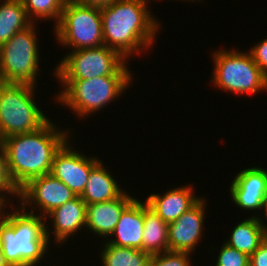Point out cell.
Masks as SVG:
<instances>
[{
    "mask_svg": "<svg viewBox=\"0 0 267 266\" xmlns=\"http://www.w3.org/2000/svg\"><path fill=\"white\" fill-rule=\"evenodd\" d=\"M100 11L104 45L125 59L154 45L160 24L148 11V0H116Z\"/></svg>",
    "mask_w": 267,
    "mask_h": 266,
    "instance_id": "cell-1",
    "label": "cell"
},
{
    "mask_svg": "<svg viewBox=\"0 0 267 266\" xmlns=\"http://www.w3.org/2000/svg\"><path fill=\"white\" fill-rule=\"evenodd\" d=\"M57 129L51 119L36 131L4 138L7 168L11 180L20 189L32 178L50 174L56 152L70 138Z\"/></svg>",
    "mask_w": 267,
    "mask_h": 266,
    "instance_id": "cell-2",
    "label": "cell"
},
{
    "mask_svg": "<svg viewBox=\"0 0 267 266\" xmlns=\"http://www.w3.org/2000/svg\"><path fill=\"white\" fill-rule=\"evenodd\" d=\"M15 207H10L13 213L0 224V244L5 260L10 266H36L44 259L52 234L39 213Z\"/></svg>",
    "mask_w": 267,
    "mask_h": 266,
    "instance_id": "cell-3",
    "label": "cell"
},
{
    "mask_svg": "<svg viewBox=\"0 0 267 266\" xmlns=\"http://www.w3.org/2000/svg\"><path fill=\"white\" fill-rule=\"evenodd\" d=\"M133 75H110L85 79H59L62 91L56 101L66 105L81 118L100 111L125 93ZM58 98V99H57Z\"/></svg>",
    "mask_w": 267,
    "mask_h": 266,
    "instance_id": "cell-4",
    "label": "cell"
},
{
    "mask_svg": "<svg viewBox=\"0 0 267 266\" xmlns=\"http://www.w3.org/2000/svg\"><path fill=\"white\" fill-rule=\"evenodd\" d=\"M34 91L32 85L0 82V141L36 131L50 120L36 105Z\"/></svg>",
    "mask_w": 267,
    "mask_h": 266,
    "instance_id": "cell-5",
    "label": "cell"
},
{
    "mask_svg": "<svg viewBox=\"0 0 267 266\" xmlns=\"http://www.w3.org/2000/svg\"><path fill=\"white\" fill-rule=\"evenodd\" d=\"M212 81L215 87L234 94L258 93L267 89V76L247 51L219 50L213 53Z\"/></svg>",
    "mask_w": 267,
    "mask_h": 266,
    "instance_id": "cell-6",
    "label": "cell"
},
{
    "mask_svg": "<svg viewBox=\"0 0 267 266\" xmlns=\"http://www.w3.org/2000/svg\"><path fill=\"white\" fill-rule=\"evenodd\" d=\"M34 22L0 46V82L36 86L39 67Z\"/></svg>",
    "mask_w": 267,
    "mask_h": 266,
    "instance_id": "cell-7",
    "label": "cell"
},
{
    "mask_svg": "<svg viewBox=\"0 0 267 266\" xmlns=\"http://www.w3.org/2000/svg\"><path fill=\"white\" fill-rule=\"evenodd\" d=\"M56 40L71 51L104 45L100 7L66 0L59 22L54 26Z\"/></svg>",
    "mask_w": 267,
    "mask_h": 266,
    "instance_id": "cell-8",
    "label": "cell"
},
{
    "mask_svg": "<svg viewBox=\"0 0 267 266\" xmlns=\"http://www.w3.org/2000/svg\"><path fill=\"white\" fill-rule=\"evenodd\" d=\"M127 59L105 45L72 50L55 68L58 79H91L110 75H131Z\"/></svg>",
    "mask_w": 267,
    "mask_h": 266,
    "instance_id": "cell-9",
    "label": "cell"
},
{
    "mask_svg": "<svg viewBox=\"0 0 267 266\" xmlns=\"http://www.w3.org/2000/svg\"><path fill=\"white\" fill-rule=\"evenodd\" d=\"M75 197L73 191L62 181L51 174H46L29 180L19 189V198L16 200L20 201V207L26 211L29 210L27 206L30 205L33 209L30 210V213L34 214V210L38 208V211L41 212L39 215L44 217L45 220L51 211ZM32 203H34L36 209Z\"/></svg>",
    "mask_w": 267,
    "mask_h": 266,
    "instance_id": "cell-10",
    "label": "cell"
},
{
    "mask_svg": "<svg viewBox=\"0 0 267 266\" xmlns=\"http://www.w3.org/2000/svg\"><path fill=\"white\" fill-rule=\"evenodd\" d=\"M99 161L96 157H87L75 151L67 140L56 152L50 174L62 181L76 196H80L85 189L91 169Z\"/></svg>",
    "mask_w": 267,
    "mask_h": 266,
    "instance_id": "cell-11",
    "label": "cell"
},
{
    "mask_svg": "<svg viewBox=\"0 0 267 266\" xmlns=\"http://www.w3.org/2000/svg\"><path fill=\"white\" fill-rule=\"evenodd\" d=\"M205 202L201 198L176 221L168 224V251L194 252L204 230Z\"/></svg>",
    "mask_w": 267,
    "mask_h": 266,
    "instance_id": "cell-12",
    "label": "cell"
},
{
    "mask_svg": "<svg viewBox=\"0 0 267 266\" xmlns=\"http://www.w3.org/2000/svg\"><path fill=\"white\" fill-rule=\"evenodd\" d=\"M231 199L244 210H262L267 196V171L261 167L245 168L236 174L230 185Z\"/></svg>",
    "mask_w": 267,
    "mask_h": 266,
    "instance_id": "cell-13",
    "label": "cell"
},
{
    "mask_svg": "<svg viewBox=\"0 0 267 266\" xmlns=\"http://www.w3.org/2000/svg\"><path fill=\"white\" fill-rule=\"evenodd\" d=\"M144 232V203L134 198L122 211L111 238L106 241L118 247L142 250Z\"/></svg>",
    "mask_w": 267,
    "mask_h": 266,
    "instance_id": "cell-14",
    "label": "cell"
},
{
    "mask_svg": "<svg viewBox=\"0 0 267 266\" xmlns=\"http://www.w3.org/2000/svg\"><path fill=\"white\" fill-rule=\"evenodd\" d=\"M191 186L167 190L165 194H150L147 205L166 223L176 221L183 213L192 208L201 197L195 196Z\"/></svg>",
    "mask_w": 267,
    "mask_h": 266,
    "instance_id": "cell-15",
    "label": "cell"
},
{
    "mask_svg": "<svg viewBox=\"0 0 267 266\" xmlns=\"http://www.w3.org/2000/svg\"><path fill=\"white\" fill-rule=\"evenodd\" d=\"M128 192L106 202L89 204L86 208V228L99 237H110L124 208L134 199Z\"/></svg>",
    "mask_w": 267,
    "mask_h": 266,
    "instance_id": "cell-16",
    "label": "cell"
},
{
    "mask_svg": "<svg viewBox=\"0 0 267 266\" xmlns=\"http://www.w3.org/2000/svg\"><path fill=\"white\" fill-rule=\"evenodd\" d=\"M86 208L87 204L80 196H76L46 216L45 220L51 217L54 223V242L62 246L73 233L86 227Z\"/></svg>",
    "mask_w": 267,
    "mask_h": 266,
    "instance_id": "cell-17",
    "label": "cell"
},
{
    "mask_svg": "<svg viewBox=\"0 0 267 266\" xmlns=\"http://www.w3.org/2000/svg\"><path fill=\"white\" fill-rule=\"evenodd\" d=\"M103 165L100 160L91 169L85 189L80 195L87 205L117 199L125 192Z\"/></svg>",
    "mask_w": 267,
    "mask_h": 266,
    "instance_id": "cell-18",
    "label": "cell"
},
{
    "mask_svg": "<svg viewBox=\"0 0 267 266\" xmlns=\"http://www.w3.org/2000/svg\"><path fill=\"white\" fill-rule=\"evenodd\" d=\"M142 251L149 255L168 251V223L164 222L144 201Z\"/></svg>",
    "mask_w": 267,
    "mask_h": 266,
    "instance_id": "cell-19",
    "label": "cell"
},
{
    "mask_svg": "<svg viewBox=\"0 0 267 266\" xmlns=\"http://www.w3.org/2000/svg\"><path fill=\"white\" fill-rule=\"evenodd\" d=\"M32 23L21 0H4L0 4V46Z\"/></svg>",
    "mask_w": 267,
    "mask_h": 266,
    "instance_id": "cell-20",
    "label": "cell"
},
{
    "mask_svg": "<svg viewBox=\"0 0 267 266\" xmlns=\"http://www.w3.org/2000/svg\"><path fill=\"white\" fill-rule=\"evenodd\" d=\"M224 242L250 257L263 242L262 227L258 217L251 216L239 222L232 230L230 238Z\"/></svg>",
    "mask_w": 267,
    "mask_h": 266,
    "instance_id": "cell-21",
    "label": "cell"
},
{
    "mask_svg": "<svg viewBox=\"0 0 267 266\" xmlns=\"http://www.w3.org/2000/svg\"><path fill=\"white\" fill-rule=\"evenodd\" d=\"M101 252V266H143L150 258V255L142 250L118 247L107 242Z\"/></svg>",
    "mask_w": 267,
    "mask_h": 266,
    "instance_id": "cell-22",
    "label": "cell"
},
{
    "mask_svg": "<svg viewBox=\"0 0 267 266\" xmlns=\"http://www.w3.org/2000/svg\"><path fill=\"white\" fill-rule=\"evenodd\" d=\"M27 16L33 22L38 20H55L56 25L61 17L66 0H21ZM40 18V19H39ZM57 21V22H56Z\"/></svg>",
    "mask_w": 267,
    "mask_h": 266,
    "instance_id": "cell-23",
    "label": "cell"
},
{
    "mask_svg": "<svg viewBox=\"0 0 267 266\" xmlns=\"http://www.w3.org/2000/svg\"><path fill=\"white\" fill-rule=\"evenodd\" d=\"M215 266H250V257L223 242Z\"/></svg>",
    "mask_w": 267,
    "mask_h": 266,
    "instance_id": "cell-24",
    "label": "cell"
},
{
    "mask_svg": "<svg viewBox=\"0 0 267 266\" xmlns=\"http://www.w3.org/2000/svg\"><path fill=\"white\" fill-rule=\"evenodd\" d=\"M189 252L166 251L150 255L152 266H191Z\"/></svg>",
    "mask_w": 267,
    "mask_h": 266,
    "instance_id": "cell-25",
    "label": "cell"
},
{
    "mask_svg": "<svg viewBox=\"0 0 267 266\" xmlns=\"http://www.w3.org/2000/svg\"><path fill=\"white\" fill-rule=\"evenodd\" d=\"M0 192L9 193L10 196L13 195L19 198V189L15 186L10 178L8 168H7V157L0 141Z\"/></svg>",
    "mask_w": 267,
    "mask_h": 266,
    "instance_id": "cell-26",
    "label": "cell"
},
{
    "mask_svg": "<svg viewBox=\"0 0 267 266\" xmlns=\"http://www.w3.org/2000/svg\"><path fill=\"white\" fill-rule=\"evenodd\" d=\"M248 52L251 54L256 65L267 76V39H263L258 44L252 46Z\"/></svg>",
    "mask_w": 267,
    "mask_h": 266,
    "instance_id": "cell-27",
    "label": "cell"
},
{
    "mask_svg": "<svg viewBox=\"0 0 267 266\" xmlns=\"http://www.w3.org/2000/svg\"><path fill=\"white\" fill-rule=\"evenodd\" d=\"M250 266H267V243L262 242L250 256Z\"/></svg>",
    "mask_w": 267,
    "mask_h": 266,
    "instance_id": "cell-28",
    "label": "cell"
},
{
    "mask_svg": "<svg viewBox=\"0 0 267 266\" xmlns=\"http://www.w3.org/2000/svg\"><path fill=\"white\" fill-rule=\"evenodd\" d=\"M71 1L83 5L102 7L111 4L113 1L116 0H71Z\"/></svg>",
    "mask_w": 267,
    "mask_h": 266,
    "instance_id": "cell-29",
    "label": "cell"
},
{
    "mask_svg": "<svg viewBox=\"0 0 267 266\" xmlns=\"http://www.w3.org/2000/svg\"><path fill=\"white\" fill-rule=\"evenodd\" d=\"M6 194H7V196L9 195V193L0 192V224H3L6 221L7 215L9 213L8 211L6 213H4L5 211L3 210L5 205L6 206L8 205V203H7L8 201L5 198ZM2 212L4 214H2Z\"/></svg>",
    "mask_w": 267,
    "mask_h": 266,
    "instance_id": "cell-30",
    "label": "cell"
},
{
    "mask_svg": "<svg viewBox=\"0 0 267 266\" xmlns=\"http://www.w3.org/2000/svg\"><path fill=\"white\" fill-rule=\"evenodd\" d=\"M258 221L262 227V236H263V242L267 243V222H263L262 218H259L260 216H258ZM265 223V224H264Z\"/></svg>",
    "mask_w": 267,
    "mask_h": 266,
    "instance_id": "cell-31",
    "label": "cell"
},
{
    "mask_svg": "<svg viewBox=\"0 0 267 266\" xmlns=\"http://www.w3.org/2000/svg\"><path fill=\"white\" fill-rule=\"evenodd\" d=\"M0 266H10L8 264V262L5 260L2 248H1V244H0Z\"/></svg>",
    "mask_w": 267,
    "mask_h": 266,
    "instance_id": "cell-32",
    "label": "cell"
},
{
    "mask_svg": "<svg viewBox=\"0 0 267 266\" xmlns=\"http://www.w3.org/2000/svg\"><path fill=\"white\" fill-rule=\"evenodd\" d=\"M262 209H264V215L266 216V218H267V196H266V198H265V200H264V202H263V205H262Z\"/></svg>",
    "mask_w": 267,
    "mask_h": 266,
    "instance_id": "cell-33",
    "label": "cell"
},
{
    "mask_svg": "<svg viewBox=\"0 0 267 266\" xmlns=\"http://www.w3.org/2000/svg\"><path fill=\"white\" fill-rule=\"evenodd\" d=\"M143 266H152L151 260L149 259Z\"/></svg>",
    "mask_w": 267,
    "mask_h": 266,
    "instance_id": "cell-34",
    "label": "cell"
}]
</instances>
